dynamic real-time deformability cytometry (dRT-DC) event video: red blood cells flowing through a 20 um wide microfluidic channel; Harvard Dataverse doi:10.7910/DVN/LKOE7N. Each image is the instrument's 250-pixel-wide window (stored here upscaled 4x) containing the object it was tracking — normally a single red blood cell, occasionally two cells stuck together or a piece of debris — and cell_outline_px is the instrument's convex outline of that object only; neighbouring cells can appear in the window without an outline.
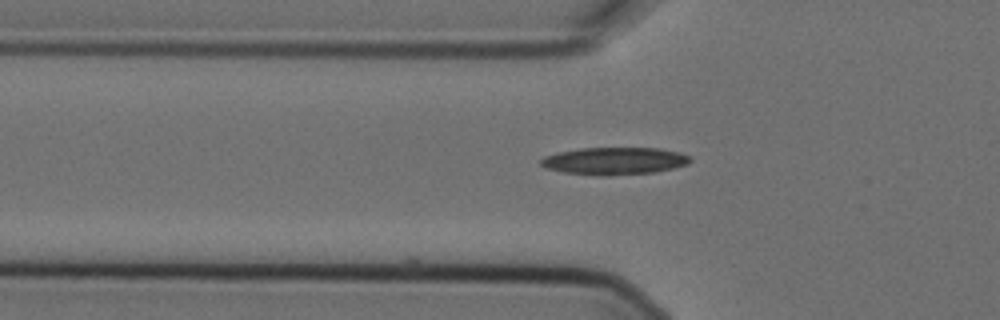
{"species": "Egyptian fruit bat (a non-hibernating species)", "species_latin": "Rousettus aegyptiacus", "temperature_condition": "cold", "stored_images_in_passage": 4, "camera_frame_rate_fps": 3000, "um_per_image_px": 0.085, "animal": {"sex": "female"}, "frame": {"image": 1, "passage_image": 2, "time_ms": 0.333, "image_size_px": [1000, 320], "cell_outline_px": [[692, 160], [688, 164], [672, 168], [652, 172], [608, 176], [600, 176], [564, 172], [548, 168], [540, 164], [540, 160], [544, 156], [556, 152], [580, 148], [656, 148], [680, 152], [688, 156]], "centroid_in_image_um": [52.2, 13.68], "position_along_channel_um": 73.6, "area_um2": 23.76}}
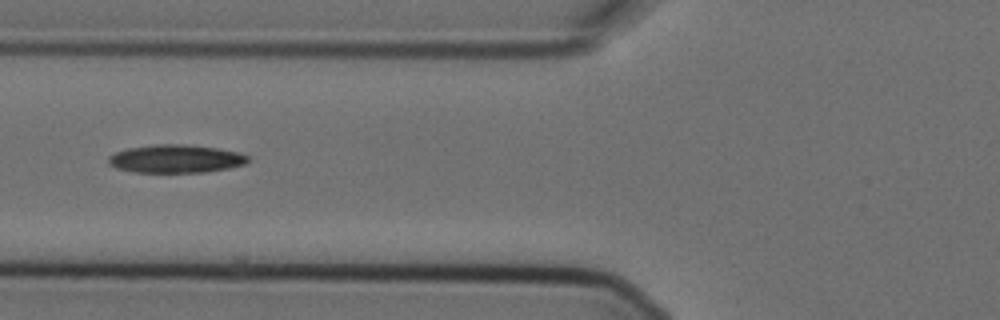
{"frame": {"image": 2, "passage_image": 3, "time_ms": 0.667, "image_size_px": [1000, 320], "cell_outline_px": [[248, 160], [244, 164], [228, 168], [204, 172], [132, 172], [116, 168], [108, 164], [108, 156], [116, 152], [128, 148], [160, 144], [184, 144], [216, 148], [240, 152], [248, 156]], "centroid_in_image_um": [14.92, 13.5], "position_along_channel_um": 110.9, "area_um2": 22.77}}
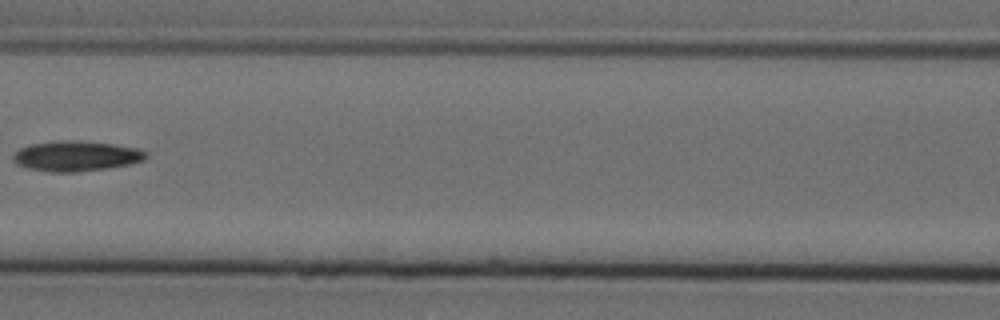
{"frame": {"image": 3, "passage_image": 4, "time_ms": 1.0, "image_size_px": [1000, 320], "cell_outline_px": [[148, 156], [144, 160], [128, 164], [104, 168], [76, 172], [48, 172], [28, 168], [16, 164], [12, 160], [12, 156], [20, 148], [32, 144], [60, 140], [76, 140], [112, 144], [140, 148], [148, 152]], "centroid_in_image_um": [6.47, 13.26], "position_along_channel_um": 160.1, "area_um2": 23.41}}